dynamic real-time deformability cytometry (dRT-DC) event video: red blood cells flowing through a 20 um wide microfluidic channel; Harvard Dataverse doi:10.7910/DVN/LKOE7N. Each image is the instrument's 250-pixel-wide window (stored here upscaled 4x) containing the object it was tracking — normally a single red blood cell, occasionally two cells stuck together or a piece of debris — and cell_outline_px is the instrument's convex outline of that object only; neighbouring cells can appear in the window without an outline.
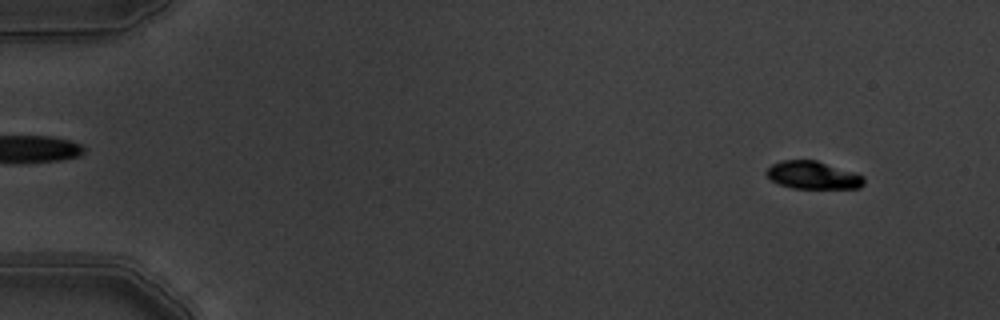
{"species": "common noctule bat (a hibernating species)", "species_latin": "Nyctalus noctula", "temperature_condition": "warm", "stored_images_in_passage": 9, "camera_frame_rate_fps": 3000, "um_per_image_px": 0.085, "animal": {"sex": "male", "body_mass_g": 19.5, "forearm_length_mm": 54.6}, "frame": {"image": 1, "passage_image": 2, "time_ms": 0.333, "image_size_px": [1000, 320], "cell_outline_px": [[864, 184], [860, 188], [792, 188], [780, 184], [772, 180], [764, 172], [772, 164], [784, 160], [816, 160], [856, 172], [864, 176]], "centroid_in_image_um": [69.13, 14.88], "position_along_channel_um": 15.9, "area_um2": 15.78}}
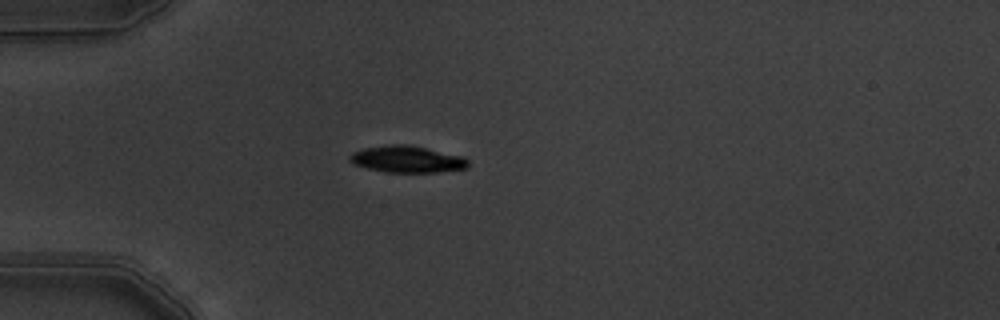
{"frame": {"image": 2, "passage_image": 4, "time_ms": 1.0, "image_size_px": [1000, 320], "cell_outline_px": [[468, 168], [440, 172], [384, 172], [352, 164], [348, 160], [348, 156], [352, 152], [364, 148], [392, 144], [404, 144], [424, 148], [460, 156], [468, 160]], "centroid_in_image_um": [34.54, 13.54], "position_along_channel_um": 50.5, "area_um2": 18.26}}
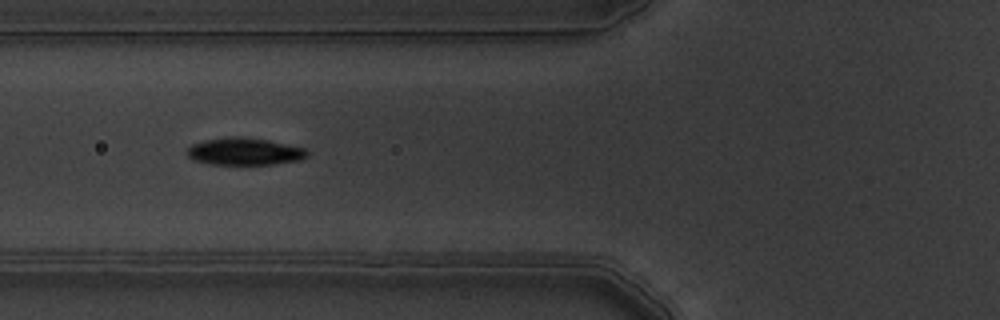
{"frame": {"image": 3, "passage_image": 6, "time_ms": 1.667, "image_size_px": [1000, 320], "cell_outline_px": [[308, 156], [300, 160], [272, 164], [212, 164], [192, 160], [188, 156], [188, 148], [192, 144], [204, 140], [228, 136], [240, 136], [268, 140], [304, 148], [308, 152]], "centroid_in_image_um": [20.77, 12.87], "position_along_channel_um": 105.0, "area_um2": 19.02}}